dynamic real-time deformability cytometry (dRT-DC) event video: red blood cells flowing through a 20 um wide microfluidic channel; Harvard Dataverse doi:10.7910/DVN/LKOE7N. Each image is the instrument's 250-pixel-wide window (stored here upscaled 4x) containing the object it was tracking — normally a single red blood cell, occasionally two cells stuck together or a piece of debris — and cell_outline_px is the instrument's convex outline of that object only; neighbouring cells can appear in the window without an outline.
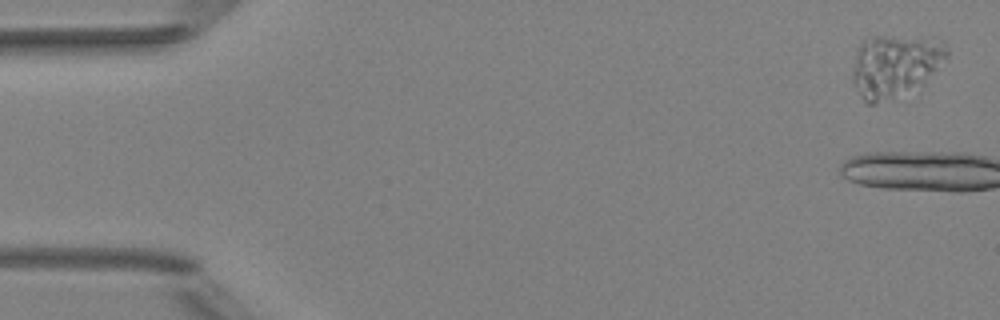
{"species": "Egyptian fruit bat (a non-hibernating species)", "species_latin": "Rousettus aegyptiacus", "temperature_condition": "room temperature", "stored_images_in_passage": 7, "camera_frame_rate_fps": 3000, "um_per_image_px": 0.085, "animal": {"sex": "female"}, "frame": {"image": 1, "passage_image": 1, "time_ms": 0.0, "image_size_px": [1000, 320], "cell_outline_px": [[948, 56], [924, 84], [876, 104], [868, 104], [864, 100], [856, 88], [852, 80], [852, 72], [856, 52], [860, 44], [864, 40], [872, 36], [884, 36], [944, 40], [948, 48]], "centroid_in_image_um": [76.08, 5.57], "position_along_channel_um": 8.9, "area_um2": 34.1}}
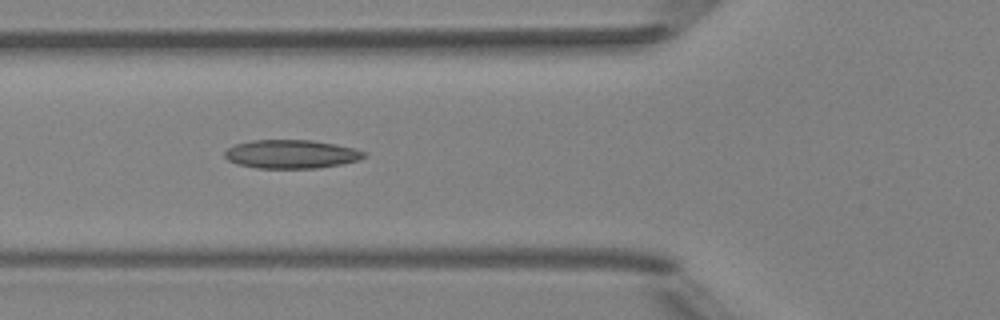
{"frame": {"image": 2, "passage_image": 7, "time_ms": 6.667, "image_size_px": [1000, 320], "cell_outline_px": [[368, 156], [360, 160], [320, 168], [256, 168], [236, 164], [228, 160], [224, 156], [224, 152], [228, 148], [236, 144], [252, 140], [312, 140], [336, 144], [356, 148], [368, 152]], "centroid_in_image_um": [24.81, 13.1], "position_along_channel_um": 101.0, "area_um2": 23.52}}